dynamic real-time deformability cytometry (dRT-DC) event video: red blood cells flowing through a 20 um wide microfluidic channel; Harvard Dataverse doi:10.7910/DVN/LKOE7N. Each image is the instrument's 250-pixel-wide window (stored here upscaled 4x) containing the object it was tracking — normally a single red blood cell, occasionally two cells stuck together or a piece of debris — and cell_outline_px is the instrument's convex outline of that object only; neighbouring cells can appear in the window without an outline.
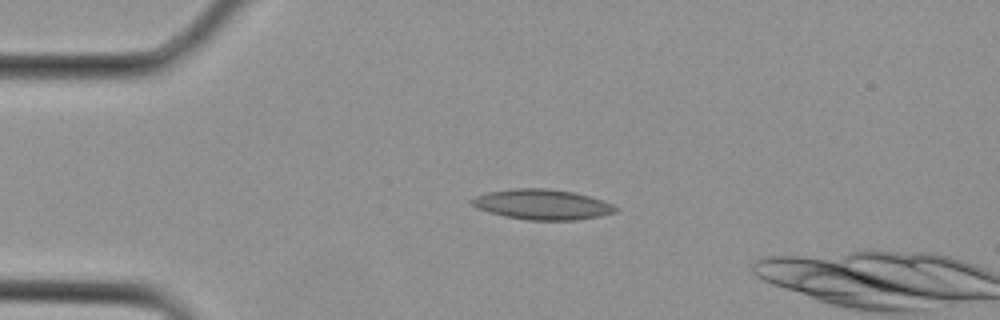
{"species": "Egyptian fruit bat (a non-hibernating species)", "species_latin": "Rousettus aegyptiacus", "temperature_condition": "cold", "stored_images_in_passage": 2, "camera_frame_rate_fps": 3000, "um_per_image_px": 0.085, "animal": {"sex": "female"}, "frame": {"image": 1, "passage_image": 1, "time_ms": 0.0, "image_size_px": [1000, 320], "cell_outline_px": [[620, 208], [616, 212], [600, 216], [576, 220], [528, 220], [504, 216], [488, 212], [472, 204], [468, 200], [472, 196], [488, 192], [516, 188], [548, 188], [572, 192], [604, 200]], "centroid_in_image_um": [46.09, 17.38], "position_along_channel_um": 38.9, "area_um2": 25.43}}